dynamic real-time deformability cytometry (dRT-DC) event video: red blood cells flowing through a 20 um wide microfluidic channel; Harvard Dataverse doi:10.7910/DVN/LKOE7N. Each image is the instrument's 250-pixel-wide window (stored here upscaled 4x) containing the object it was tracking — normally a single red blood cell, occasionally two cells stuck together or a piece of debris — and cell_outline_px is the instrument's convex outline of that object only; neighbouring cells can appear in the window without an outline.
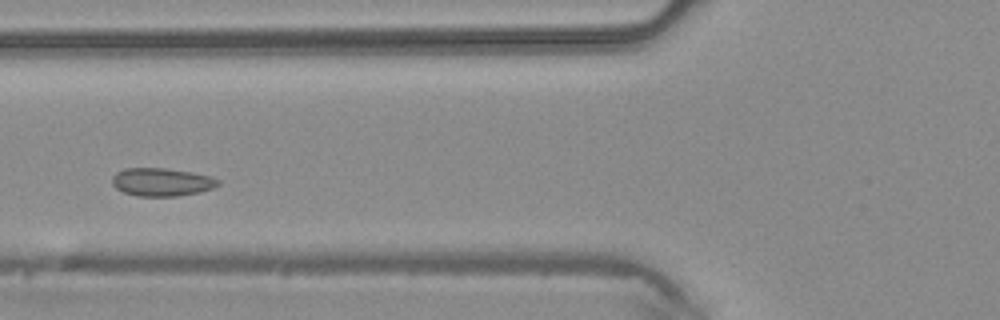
{"species": "common noctule bat (a hibernating species)", "species_latin": "Nyctalus noctula", "temperature_condition": "warm", "stored_images_in_passage": 3, "camera_frame_rate_fps": 3000, "um_per_image_px": 0.085, "animal": {"sex": "male", "body_mass_g": 20.4}, "frame": {"image": 1, "passage_image": 3, "time_ms": 0.667, "image_size_px": [1000, 320], "cell_outline_px": [[220, 184], [212, 188], [200, 192], [180, 196], [136, 196], [124, 192], [116, 188], [112, 184], [112, 176], [116, 172], [124, 168], [164, 168], [192, 172], [212, 176], [220, 180]], "centroid_in_image_um": [13.75, 15.47], "position_along_channel_um": 112.0, "area_um2": 17.51}}